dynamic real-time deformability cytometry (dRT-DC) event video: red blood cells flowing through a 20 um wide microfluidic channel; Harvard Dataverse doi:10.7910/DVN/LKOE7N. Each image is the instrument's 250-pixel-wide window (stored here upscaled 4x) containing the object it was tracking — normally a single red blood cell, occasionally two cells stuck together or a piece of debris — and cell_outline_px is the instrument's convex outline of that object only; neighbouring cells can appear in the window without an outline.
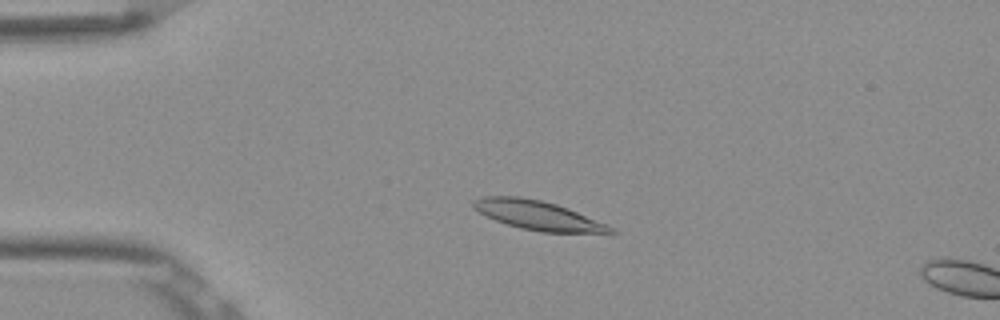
{"species": "Egyptian fruit bat (a non-hibernating species)", "species_latin": "Rousettus aegyptiacus", "temperature_condition": "room temperature", "stored_images_in_passage": 11, "camera_frame_rate_fps": 3000, "um_per_image_px": 0.085, "frame": {"image": 1, "passage_image": 8, "time_ms": 2.333, "image_size_px": [1000, 320], "cell_outline_px": [[616, 232], [544, 232], [520, 228], [496, 220], [480, 212], [472, 204], [472, 200], [484, 196], [520, 196], [540, 200], [556, 204], [568, 208], [608, 224], [616, 228]], "centroid_in_image_um": [45.74, 18.29], "position_along_channel_um": 39.3, "area_um2": 22.95}}